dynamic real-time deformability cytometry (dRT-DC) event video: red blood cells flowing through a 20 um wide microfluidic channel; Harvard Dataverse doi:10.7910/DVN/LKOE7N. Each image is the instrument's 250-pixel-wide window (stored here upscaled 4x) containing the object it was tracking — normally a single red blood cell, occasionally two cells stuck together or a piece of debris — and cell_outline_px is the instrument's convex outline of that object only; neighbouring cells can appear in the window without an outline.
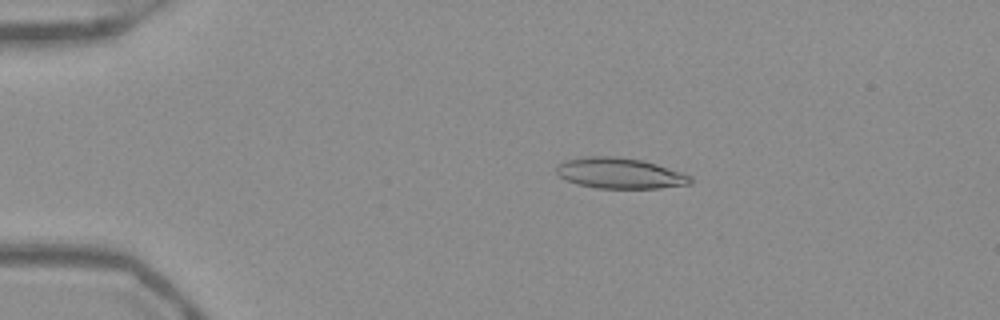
{"species": "Egyptian fruit bat (a non-hibernating species)", "species_latin": "Rousettus aegyptiacus", "temperature_condition": "warm", "stored_images_in_passage": 53, "camera_frame_rate_fps": 3000, "um_per_image_px": 0.085, "frame": {"image": 1, "passage_image": 11, "time_ms": 3.333, "image_size_px": [1000, 320], "cell_outline_px": [[692, 184], [660, 188], [596, 188], [576, 184], [560, 176], [556, 172], [556, 168], [560, 164], [568, 160], [588, 156], [616, 156], [644, 160], [692, 176]], "centroid_in_image_um": [52.72, 14.73], "position_along_channel_um": 32.3, "area_um2": 23.87}}
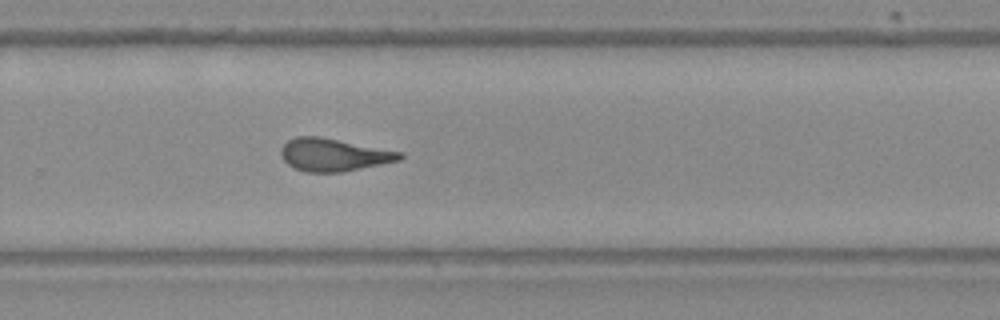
{"frame": {"image": 2, "passage_image": 36, "time_ms": 11.667, "image_size_px": [1000, 320], "cell_outline_px": [[404, 156], [400, 160], [344, 172], [304, 172], [292, 168], [280, 156], [280, 148], [288, 140], [296, 136], [320, 136], [404, 152]], "centroid_in_image_um": [28.35, 13.16], "position_along_channel_um": 301.4, "area_um2": 22.95}}
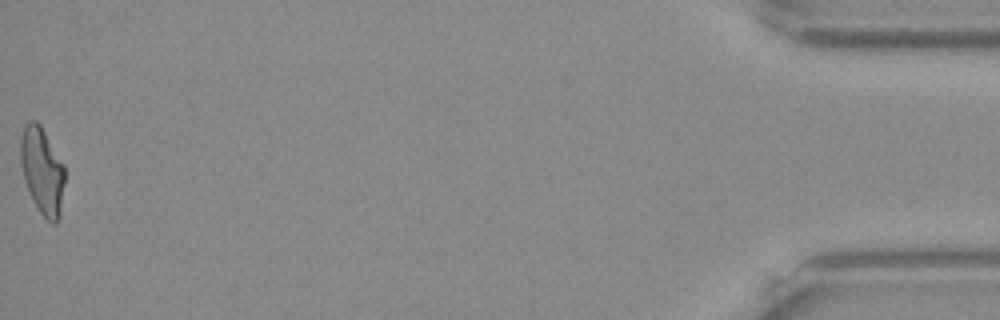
{"frame": {"image": 3, "passage_image": 53, "time_ms": 17.333, "image_size_px": [1000, 320], "cell_outline_px": [[64, 180], [60, 216], [56, 224], [52, 224], [40, 212], [32, 200], [24, 180], [20, 160], [20, 136], [24, 124], [28, 120], [36, 120], [40, 124], [64, 164]], "centroid_in_image_um": [3.57, 14.49], "position_along_channel_um": 431.6, "area_um2": 22.54}, "authors_computed_cell_mechanics": {"area_um2": 22.7154, "velocity_mm_per_s": 3.9357, "shape_relaxation_time_tau1_ms": 9.7329, "shape_relaxation_time_tau2_ms": 2.9353, "deformation_change_tau1": 0.3318, "deformation_change_tau2": 0.1397}}